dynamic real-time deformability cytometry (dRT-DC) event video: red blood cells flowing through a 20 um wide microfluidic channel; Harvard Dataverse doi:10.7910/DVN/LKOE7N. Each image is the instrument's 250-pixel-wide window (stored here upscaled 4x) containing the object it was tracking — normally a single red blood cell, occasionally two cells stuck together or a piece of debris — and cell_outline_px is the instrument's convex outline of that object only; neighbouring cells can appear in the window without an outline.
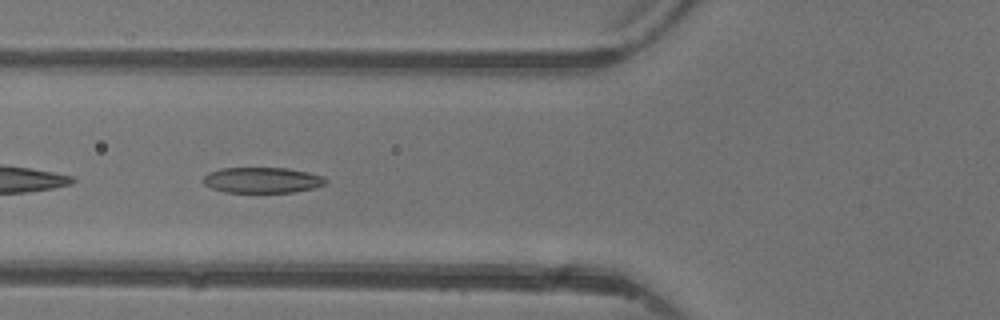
{"species": "common noctule bat (a hibernating species)", "species_latin": "Nyctalus noctula", "temperature_condition": "warm", "stored_images_in_passage": 5, "camera_frame_rate_fps": 3000, "um_per_image_px": 0.085, "animal": {"sex": "female"}, "frame": {"image": 1, "passage_image": 5, "time_ms": 4.667, "image_size_px": [1000, 320], "cell_outline_px": [[328, 184], [312, 188], [292, 192], [224, 192], [212, 188], [204, 184], [200, 180], [208, 172], [220, 168], [288, 168], [308, 172], [324, 176], [328, 180]], "centroid_in_image_um": [22.28, 15.3], "position_along_channel_um": 103.5, "area_um2": 18.5}}